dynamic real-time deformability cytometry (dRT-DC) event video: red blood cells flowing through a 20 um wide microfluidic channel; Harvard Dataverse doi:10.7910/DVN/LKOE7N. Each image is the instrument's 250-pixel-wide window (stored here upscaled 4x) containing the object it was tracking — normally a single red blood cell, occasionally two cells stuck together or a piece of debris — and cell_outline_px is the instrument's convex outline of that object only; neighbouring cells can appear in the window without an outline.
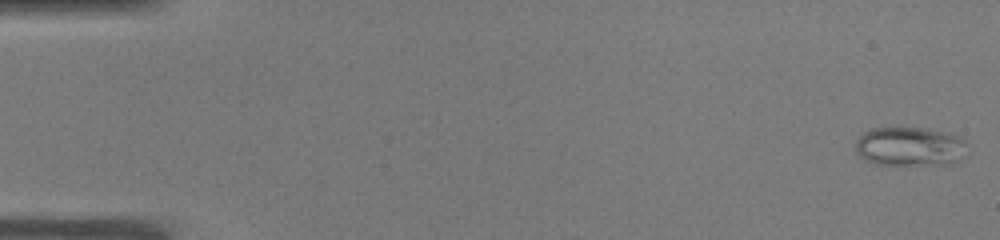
{"species": "common noctule bat (a hibernating species)", "species_latin": "Nyctalus noctula", "temperature_condition": "warm", "stored_images_in_passage": 51, "camera_frame_rate_fps": 3000, "um_per_image_px": 0.085, "animal": {"sex": "male", "body_mass_g": 19.0, "forearm_length_mm": 50.8}, "frame": {"image": 1, "passage_image": 1, "time_ms": 0.0, "image_size_px": [1000, 240], "cell_outline_px": [[968, 144], [956, 160], [948, 164], [876, 164], [860, 156], [856, 152], [856, 140], [864, 132], [872, 128], [928, 128], [944, 132], [956, 136], [964, 140]], "centroid_in_image_um": [77.29, 12.44], "position_along_channel_um": 7.7, "area_um2": 24.91}}
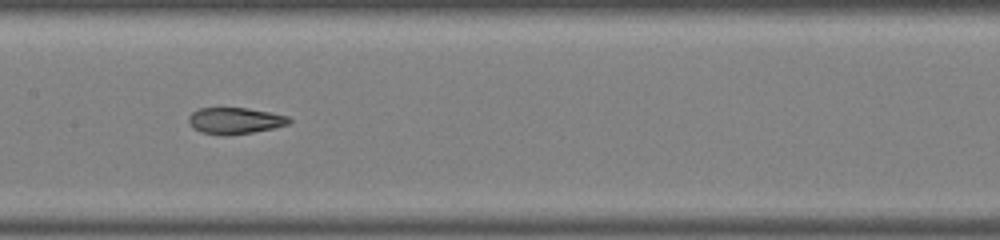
{"frame": {"image": 2, "passage_image": 26, "time_ms": 8.333, "image_size_px": [1000, 240], "cell_outline_px": [[292, 120], [288, 124], [272, 128], [252, 132], [224, 136], [200, 132], [192, 128], [188, 120], [188, 116], [192, 112], [200, 108], [248, 108], [288, 116]], "centroid_in_image_um": [19.93, 10.26], "position_along_channel_um": 187.5, "area_um2": 15.43}}
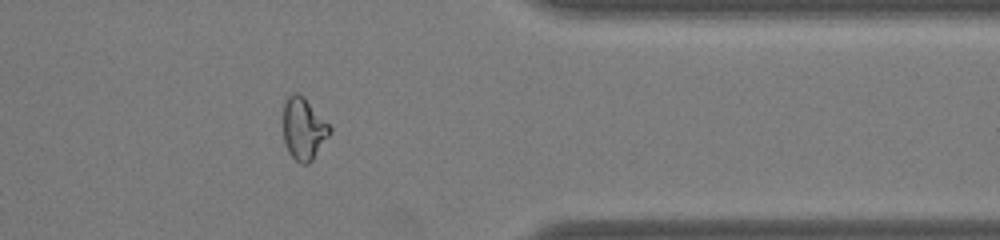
{"frame": {"image": 3, "passage_image": 42, "time_ms": 13.667, "image_size_px": [1000, 240], "cell_outline_px": [[332, 132], [312, 160], [308, 164], [300, 164], [288, 152], [284, 140], [284, 104], [288, 96], [292, 92], [296, 92], [304, 96], [332, 128]], "centroid_in_image_um": [25.82, 10.94], "position_along_channel_um": 385.6, "area_um2": 16.82}, "authors_computed_cell_mechanics": {"area_um2": 17.629, "velocity_mm_per_s": 3.9385, "shape_relaxation_time_tau1_ms": null, "shape_relaxation_time_tau2_ms": 1.4378, "deformation_change_tau1": null, "deformation_change_tau2": 0.07}}